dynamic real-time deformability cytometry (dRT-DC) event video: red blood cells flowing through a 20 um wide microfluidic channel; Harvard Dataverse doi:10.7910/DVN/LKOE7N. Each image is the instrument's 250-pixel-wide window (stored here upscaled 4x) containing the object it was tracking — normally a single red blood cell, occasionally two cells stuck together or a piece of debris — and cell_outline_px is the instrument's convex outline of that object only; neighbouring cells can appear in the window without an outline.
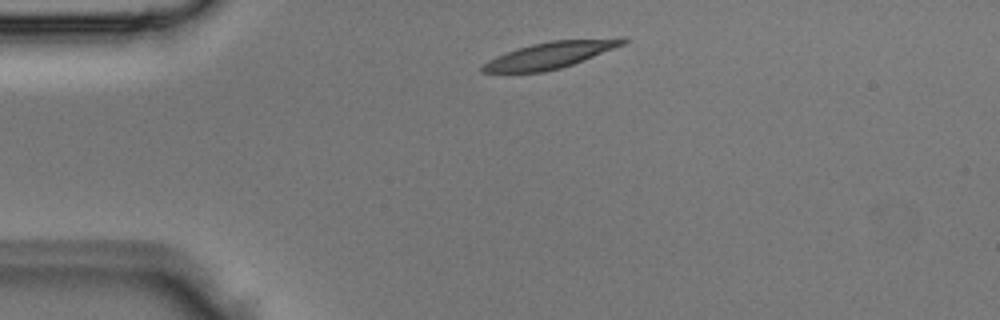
{"species": "Egyptian fruit bat (a non-hibernating species)", "species_latin": "Rousettus aegyptiacus", "temperature_condition": "room temperature", "stored_images_in_passage": 2, "camera_frame_rate_fps": 3000, "um_per_image_px": 0.085, "animal": {"sex": "male"}, "frame": {"image": 1, "passage_image": 1, "time_ms": 0.0, "image_size_px": [1000, 320], "cell_outline_px": [[628, 40], [624, 44], [572, 64], [560, 68], [544, 72], [480, 72], [480, 68], [488, 60], [496, 56], [532, 44], [552, 40], [624, 36]], "centroid_in_image_um": [46.82, 4.65], "position_along_channel_um": 38.2, "area_um2": 21.62}}